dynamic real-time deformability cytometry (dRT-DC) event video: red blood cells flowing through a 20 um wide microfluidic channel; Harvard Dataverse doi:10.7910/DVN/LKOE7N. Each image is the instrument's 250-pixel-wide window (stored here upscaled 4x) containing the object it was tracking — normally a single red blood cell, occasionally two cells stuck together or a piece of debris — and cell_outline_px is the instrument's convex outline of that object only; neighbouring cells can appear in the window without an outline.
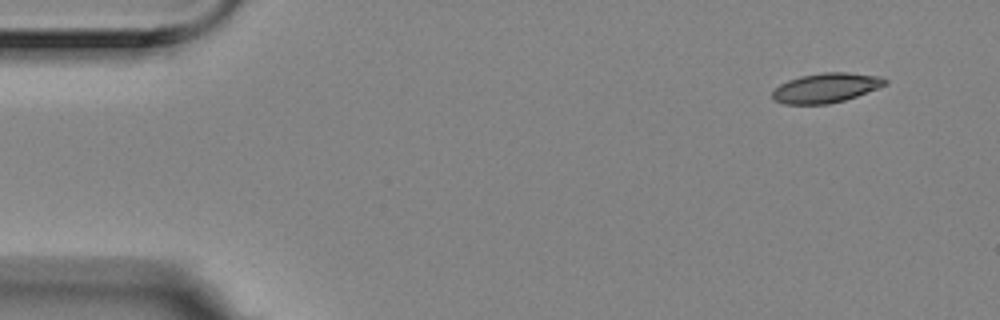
{"species": "Egyptian fruit bat (a non-hibernating species)", "species_latin": "Rousettus aegyptiacus", "temperature_condition": "room temperature", "stored_images_in_passage": 5, "camera_frame_rate_fps": 3000, "um_per_image_px": 0.085, "animal": {"sex": "female"}, "frame": {"image": 1, "passage_image": 1, "time_ms": 0.0, "image_size_px": [1000, 320], "cell_outline_px": [[888, 84], [856, 96], [844, 100], [828, 104], [784, 104], [776, 100], [772, 96], [772, 92], [780, 84], [788, 80], [800, 76], [824, 72], [848, 72], [880, 76], [888, 80]], "centroid_in_image_um": [70.23, 7.46], "position_along_channel_um": 14.8, "area_um2": 19.36}}
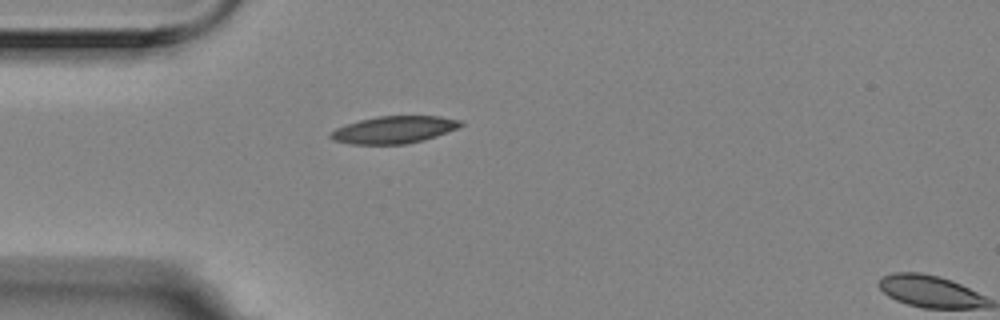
{"frame": {"image": 2, "passage_image": 4, "time_ms": 1.0, "image_size_px": [1000, 320], "cell_outline_px": [[464, 124], [456, 128], [436, 136], [424, 140], [404, 144], [352, 144], [332, 140], [328, 136], [328, 132], [336, 128], [360, 120], [376, 116], [440, 116], [460, 120]], "centroid_in_image_um": [33.45, 11.03], "position_along_channel_um": 51.6, "area_um2": 20.58}}